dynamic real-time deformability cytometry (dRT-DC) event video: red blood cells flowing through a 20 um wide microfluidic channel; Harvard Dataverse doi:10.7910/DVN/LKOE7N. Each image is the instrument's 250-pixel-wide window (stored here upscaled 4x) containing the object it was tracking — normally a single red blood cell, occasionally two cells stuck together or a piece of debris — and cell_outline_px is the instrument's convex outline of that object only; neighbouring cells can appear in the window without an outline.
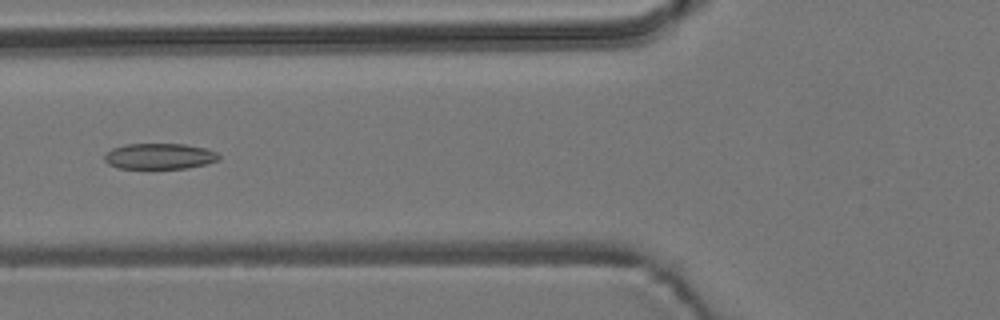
{"species": "common noctule bat (a hibernating species)", "species_latin": "Nyctalus noctula", "temperature_condition": "room temperature", "stored_images_in_passage": 7, "camera_frame_rate_fps": 3000, "um_per_image_px": 0.085, "animal": {"sex": "male", "body_mass_g": 19.2, "forearm_length_mm": 51.8}, "frame": {"image": 1, "passage_image": 7, "time_ms": 2.0, "image_size_px": [1000, 320], "cell_outline_px": [[220, 160], [208, 164], [188, 168], [116, 168], [108, 164], [104, 160], [104, 156], [112, 148], [124, 144], [184, 144], [204, 148], [216, 152], [220, 156]], "centroid_in_image_um": [13.57, 13.28], "position_along_channel_um": 112.2, "area_um2": 17.28}}